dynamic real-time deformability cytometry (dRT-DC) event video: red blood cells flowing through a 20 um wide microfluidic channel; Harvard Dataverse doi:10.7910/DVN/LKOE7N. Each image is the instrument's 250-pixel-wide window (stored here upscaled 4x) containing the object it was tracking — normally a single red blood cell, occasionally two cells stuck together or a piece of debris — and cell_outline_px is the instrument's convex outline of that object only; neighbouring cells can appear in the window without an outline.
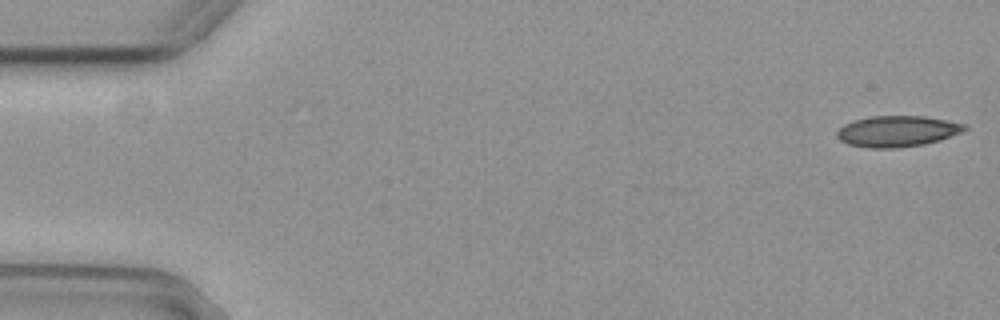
{"species": "common noctule bat (a hibernating species)", "species_latin": "Nyctalus noctula", "temperature_condition": "cold", "stored_images_in_passage": 37, "camera_frame_rate_fps": 3000, "um_per_image_px": 0.085, "animal": {"sex": "female", "body_mass_g": 29.2, "forearm_length_mm": 56.3}, "frame": {"image": 1, "passage_image": 1, "time_ms": 0.0, "image_size_px": [1000, 320], "cell_outline_px": [[968, 128], [960, 132], [940, 140], [924, 144], [896, 148], [868, 148], [848, 144], [840, 140], [836, 136], [836, 132], [844, 124], [856, 120], [872, 116], [924, 116], [968, 124]], "centroid_in_image_um": [76.27, 11.16], "position_along_channel_um": 8.7, "area_um2": 23.0}}
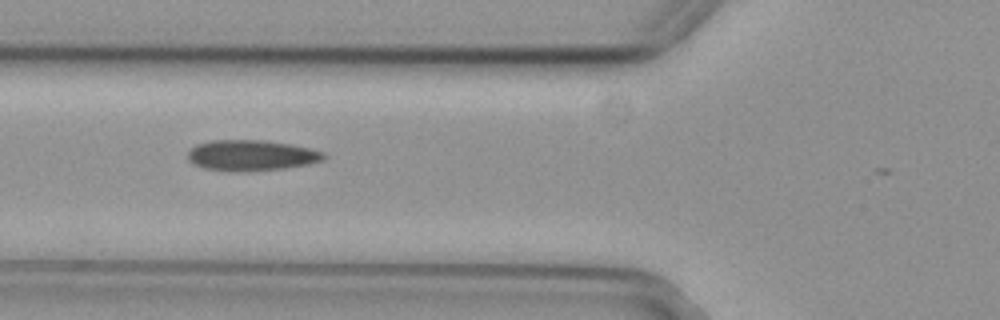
{"frame": {"image": 2, "passage_image": 20, "time_ms": 6.333, "image_size_px": [1000, 320], "cell_outline_px": [[328, 156], [324, 160], [308, 164], [284, 168], [244, 172], [204, 168], [192, 164], [188, 160], [188, 152], [196, 144], [208, 140], [264, 140], [292, 144], [312, 148], [324, 152]], "centroid_in_image_um": [21.39, 13.2], "position_along_channel_um": 104.4, "area_um2": 24.62}}
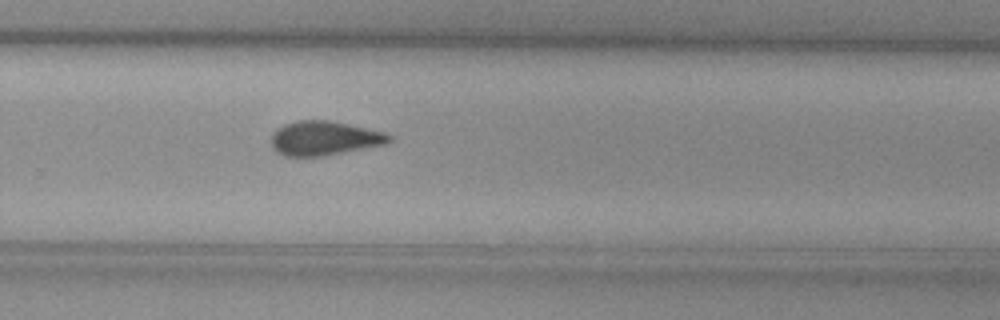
{"frame": {"image": 3, "passage_image": 36, "time_ms": 11.667, "image_size_px": [1000, 320], "cell_outline_px": [[392, 140], [388, 144], [320, 156], [284, 156], [276, 152], [272, 148], [272, 132], [284, 124], [296, 120], [332, 120], [388, 132], [392, 136]], "centroid_in_image_um": [27.6, 11.73], "position_along_channel_um": 302.2, "area_um2": 23.87}}